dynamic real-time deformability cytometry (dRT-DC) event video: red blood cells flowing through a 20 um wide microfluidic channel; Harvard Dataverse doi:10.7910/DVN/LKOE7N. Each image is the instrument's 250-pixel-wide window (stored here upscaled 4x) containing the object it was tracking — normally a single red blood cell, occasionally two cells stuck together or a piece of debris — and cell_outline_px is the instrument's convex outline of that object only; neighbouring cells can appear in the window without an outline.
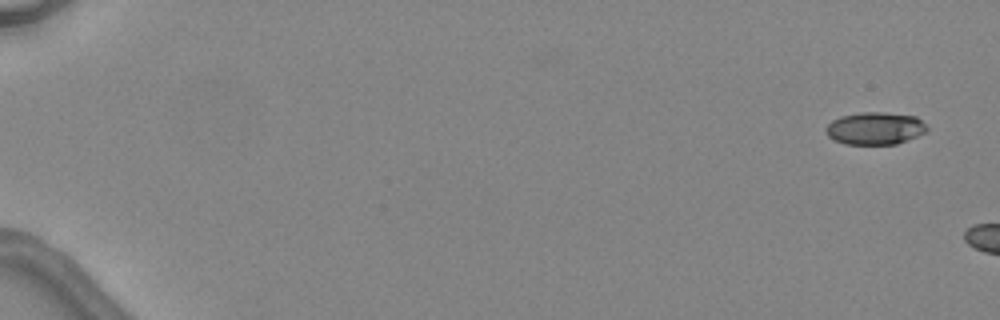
{"species": "common noctule bat (a hibernating species)", "species_latin": "Nyctalus noctula", "temperature_condition": "warm", "stored_images_in_passage": 2, "camera_frame_rate_fps": 3000, "um_per_image_px": 0.085, "animal": {"sex": "female", "body_mass_g": 24.6, "forearm_length_mm": 56.2}, "frame": {"image": 1, "passage_image": 1, "time_ms": 0.0, "image_size_px": [1000, 320], "cell_outline_px": [[928, 132], [896, 144], [844, 144], [828, 136], [824, 128], [832, 120], [840, 116], [860, 112], [884, 112], [916, 116], [928, 128]], "centroid_in_image_um": [74.38, 10.9], "position_along_channel_um": 10.6, "area_um2": 19.19}}